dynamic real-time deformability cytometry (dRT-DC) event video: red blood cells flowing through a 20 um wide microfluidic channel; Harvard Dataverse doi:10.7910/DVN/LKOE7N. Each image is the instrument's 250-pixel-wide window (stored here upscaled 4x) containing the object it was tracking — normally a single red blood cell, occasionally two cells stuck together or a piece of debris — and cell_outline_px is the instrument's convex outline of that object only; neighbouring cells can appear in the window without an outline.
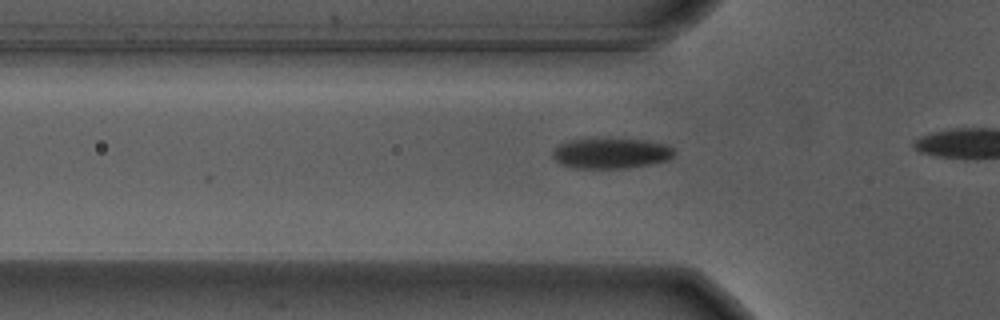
{"species": "Egyptian fruit bat (a non-hibernating species)", "species_latin": "Rousettus aegyptiacus", "temperature_condition": "warm", "stored_images_in_passage": 19, "camera_frame_rate_fps": 3000, "um_per_image_px": 0.085, "animal": {"sex": "male"}, "frame": {"image": 1, "passage_image": 10, "time_ms": 3.0, "image_size_px": [1000, 320], "cell_outline_px": [[676, 152], [668, 160], [648, 164], [624, 168], [576, 168], [560, 164], [552, 156], [552, 148], [568, 140], [648, 140], [668, 144]], "centroid_in_image_um": [51.93, 13.04], "position_along_channel_um": 73.9, "area_um2": 21.27}}
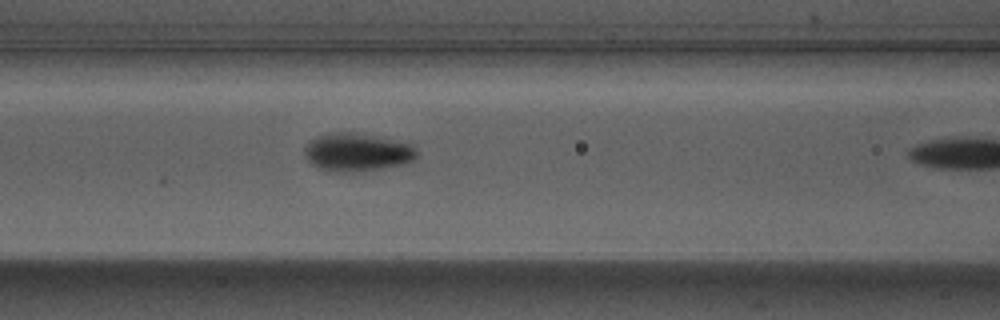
{"frame": {"image": 2, "passage_image": 15, "time_ms": 4.667, "image_size_px": [1000, 320], "cell_outline_px": [[416, 156], [412, 160], [400, 164], [352, 172], [328, 172], [312, 164], [304, 156], [304, 148], [316, 136], [328, 132], [356, 132], [412, 144], [416, 152]], "centroid_in_image_um": [30.28, 12.92], "position_along_channel_um": 136.3, "area_um2": 24.62}}